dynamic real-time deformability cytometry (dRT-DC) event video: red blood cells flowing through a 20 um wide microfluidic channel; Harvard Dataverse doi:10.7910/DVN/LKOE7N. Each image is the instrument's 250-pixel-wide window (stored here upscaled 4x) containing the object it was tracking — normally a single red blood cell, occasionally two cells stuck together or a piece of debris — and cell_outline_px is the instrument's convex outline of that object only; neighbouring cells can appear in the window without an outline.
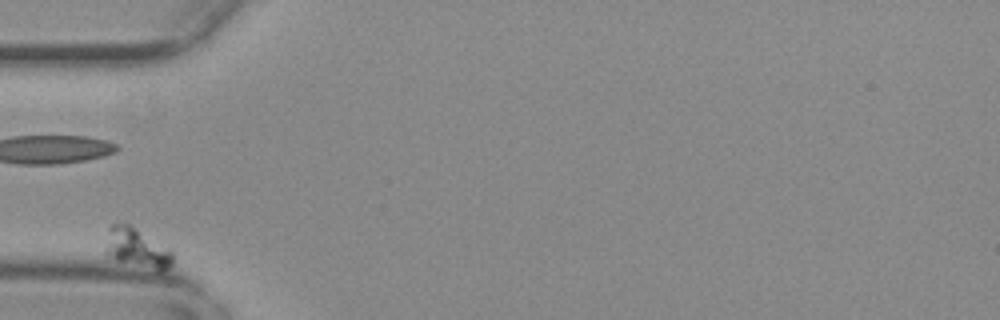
{"species": "common noctule bat (a hibernating species)", "species_latin": "Nyctalus noctula", "temperature_condition": "warm", "stored_images_in_passage": 40, "camera_frame_rate_fps": 3000, "um_per_image_px": 0.085, "animal": {"sex": "female", "body_mass_g": 29.2, "forearm_length_mm": 56.3}, "frame": {"image": 1, "passage_image": 1, "time_ms": 0.0, "image_size_px": [1000, 320], "cell_outline_px": [[172, 264], [168, 268], [160, 272], [116, 260], [104, 256], [104, 252], [108, 228], [112, 220], [124, 220], [168, 248], [172, 252]], "centroid_in_image_um": [11.55, 21.03], "position_along_channel_um": 73.5, "area_um2": 16.13}}
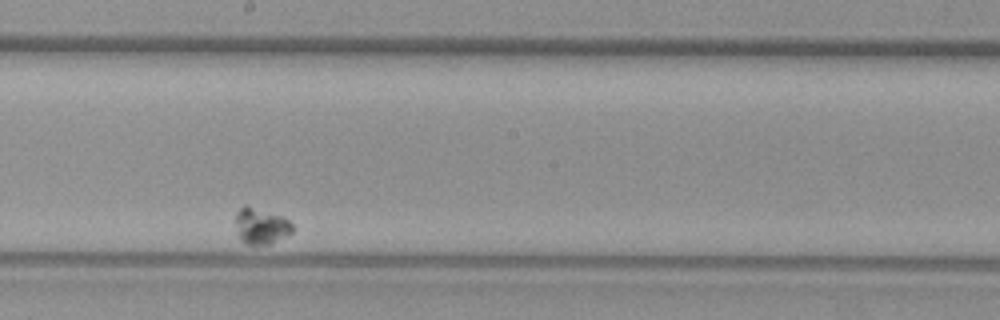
{"frame": {"image": 2, "passage_image": 23, "time_ms": 7.333, "image_size_px": [1000, 320], "cell_outline_px": [[292, 232], [288, 236], [272, 244], [256, 248], [244, 244], [240, 240], [236, 224], [236, 212], [244, 204], [284, 216], [292, 224]], "centroid_in_image_um": [22.19, 19.27], "position_along_channel_um": 226.0, "area_um2": 12.54}}
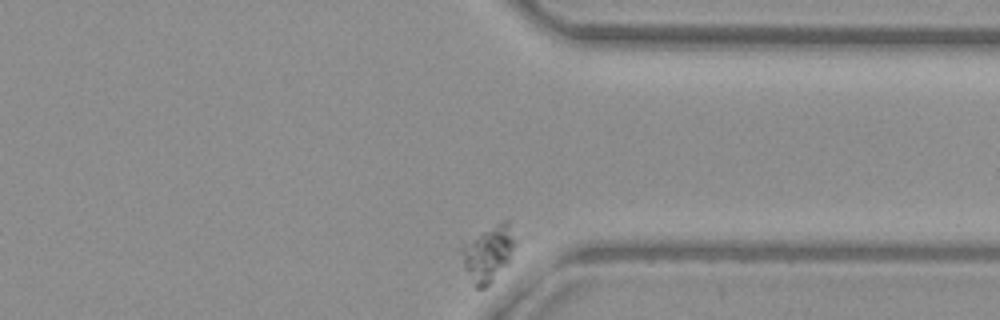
{"frame": {"image": 3, "passage_image": 40, "time_ms": 13.0, "image_size_px": [1000, 320], "cell_outline_px": [[516, 244], [508, 264], [484, 288], [476, 288], [472, 284], [464, 268], [460, 252], [460, 248], [464, 244], [504, 220], [508, 220], [516, 240]], "centroid_in_image_um": [41.51, 21.58], "position_along_channel_um": 369.9, "area_um2": 17.11}}